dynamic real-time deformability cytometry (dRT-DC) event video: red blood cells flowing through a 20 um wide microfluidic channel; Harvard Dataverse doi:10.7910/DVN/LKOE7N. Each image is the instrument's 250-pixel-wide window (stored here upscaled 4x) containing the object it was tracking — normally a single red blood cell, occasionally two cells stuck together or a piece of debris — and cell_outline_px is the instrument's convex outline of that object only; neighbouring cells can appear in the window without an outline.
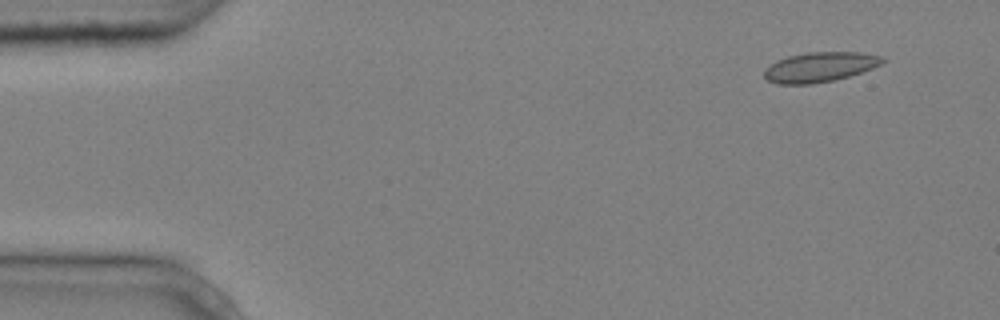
{"species": "common noctule bat (a hibernating species)", "species_latin": "Nyctalus noctula", "temperature_condition": "cold", "stored_images_in_passage": 3, "camera_frame_rate_fps": 3000, "um_per_image_px": 0.085, "animal": {"sex": "male", "body_mass_g": 20.4}, "frame": {"image": 1, "passage_image": 3, "time_ms": 0.667, "image_size_px": [1000, 320], "cell_outline_px": [[884, 60], [880, 64], [872, 68], [848, 76], [832, 80], [812, 84], [776, 84], [768, 80], [764, 76], [764, 68], [776, 60], [788, 56], [808, 52], [860, 52], [880, 56]], "centroid_in_image_um": [69.62, 5.7], "position_along_channel_um": 15.4, "area_um2": 20.4}}